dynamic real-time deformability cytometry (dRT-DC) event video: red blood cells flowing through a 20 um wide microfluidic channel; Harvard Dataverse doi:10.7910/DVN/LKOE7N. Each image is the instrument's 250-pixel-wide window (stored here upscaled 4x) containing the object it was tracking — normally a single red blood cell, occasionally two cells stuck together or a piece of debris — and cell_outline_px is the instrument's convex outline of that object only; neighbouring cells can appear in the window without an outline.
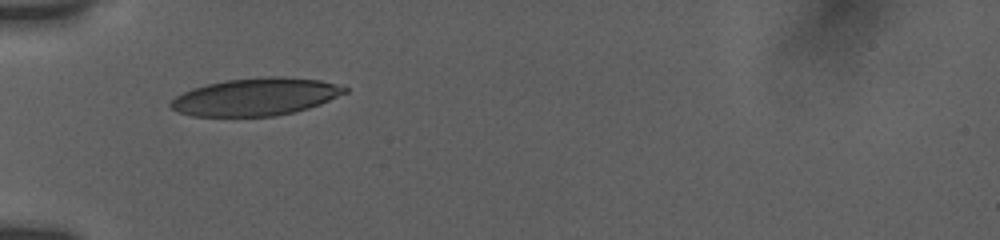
{"species": "human", "species_latin": "Homo sapiens", "temperature_condition": "room temperature", "stored_images_in_passage": 18, "camera_frame_rate_fps": 3000, "um_per_image_px": 0.085, "donor": {"sex": "female"}, "frame": {"image": 1, "passage_image": 1, "time_ms": 0.0, "image_size_px": [1000, 240], "cell_outline_px": [[348, 92], [320, 104], [308, 108], [292, 112], [272, 116], [192, 116], [180, 112], [172, 108], [168, 104], [176, 96], [192, 88], [224, 80], [264, 76], [284, 76], [320, 80], [336, 84], [348, 88]], "centroid_in_image_um": [21.74, 8.22], "position_along_channel_um": 63.3, "area_um2": 37.97}}
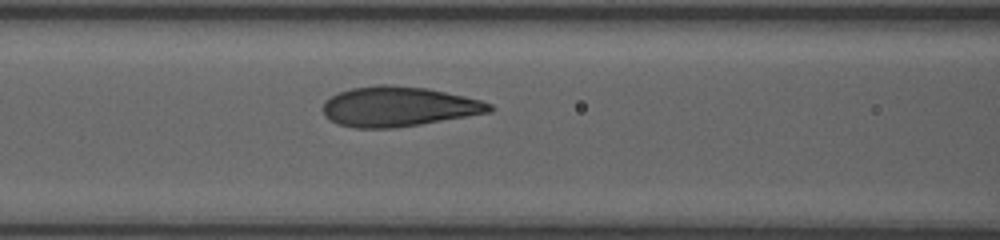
{"frame": {"image": 2, "passage_image": 7, "time_ms": 2.0, "image_size_px": [1000, 240], "cell_outline_px": [[492, 112], [396, 128], [356, 128], [340, 124], [324, 116], [324, 100], [340, 92], [352, 88], [376, 84], [392, 84], [428, 88], [464, 96], [480, 100], [492, 104]], "centroid_in_image_um": [33.88, 9.05], "position_along_channel_um": 132.7, "area_um2": 38.67}}
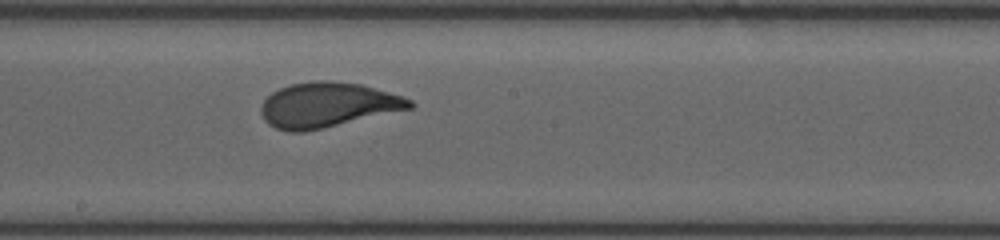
{"frame": {"image": 3, "passage_image": 18, "time_ms": 4.333, "image_size_px": [1000, 240], "cell_outline_px": [[416, 104], [412, 108], [304, 132], [288, 132], [276, 128], [268, 124], [264, 120], [260, 112], [260, 104], [272, 92], [280, 88], [292, 84], [316, 80], [332, 80], [360, 84], [404, 96], [412, 100]], "centroid_in_image_um": [27.83, 8.91], "position_along_channel_um": 220.4, "area_um2": 38.96}}